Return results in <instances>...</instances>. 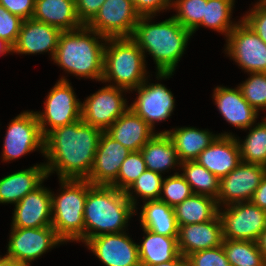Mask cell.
<instances>
[{
  "mask_svg": "<svg viewBox=\"0 0 266 266\" xmlns=\"http://www.w3.org/2000/svg\"><path fill=\"white\" fill-rule=\"evenodd\" d=\"M153 18L155 16H140L130 38L142 50L144 58L147 54L153 57L156 80L161 81L174 75L192 33L173 16L156 23L151 21Z\"/></svg>",
  "mask_w": 266,
  "mask_h": 266,
  "instance_id": "obj_2",
  "label": "cell"
},
{
  "mask_svg": "<svg viewBox=\"0 0 266 266\" xmlns=\"http://www.w3.org/2000/svg\"><path fill=\"white\" fill-rule=\"evenodd\" d=\"M102 132L82 119L50 131L44 137L43 155L48 178L53 173L59 179L86 180Z\"/></svg>",
  "mask_w": 266,
  "mask_h": 266,
  "instance_id": "obj_1",
  "label": "cell"
},
{
  "mask_svg": "<svg viewBox=\"0 0 266 266\" xmlns=\"http://www.w3.org/2000/svg\"><path fill=\"white\" fill-rule=\"evenodd\" d=\"M241 18L266 43V6L260 2H256Z\"/></svg>",
  "mask_w": 266,
  "mask_h": 266,
  "instance_id": "obj_42",
  "label": "cell"
},
{
  "mask_svg": "<svg viewBox=\"0 0 266 266\" xmlns=\"http://www.w3.org/2000/svg\"><path fill=\"white\" fill-rule=\"evenodd\" d=\"M106 40L86 25L73 31H62L52 61L65 74L101 82Z\"/></svg>",
  "mask_w": 266,
  "mask_h": 266,
  "instance_id": "obj_4",
  "label": "cell"
},
{
  "mask_svg": "<svg viewBox=\"0 0 266 266\" xmlns=\"http://www.w3.org/2000/svg\"><path fill=\"white\" fill-rule=\"evenodd\" d=\"M179 253L187 257L191 253L222 245V223L217 214L212 220L179 226Z\"/></svg>",
  "mask_w": 266,
  "mask_h": 266,
  "instance_id": "obj_22",
  "label": "cell"
},
{
  "mask_svg": "<svg viewBox=\"0 0 266 266\" xmlns=\"http://www.w3.org/2000/svg\"><path fill=\"white\" fill-rule=\"evenodd\" d=\"M46 179L48 176L44 162L2 177L0 179V204L16 205Z\"/></svg>",
  "mask_w": 266,
  "mask_h": 266,
  "instance_id": "obj_23",
  "label": "cell"
},
{
  "mask_svg": "<svg viewBox=\"0 0 266 266\" xmlns=\"http://www.w3.org/2000/svg\"><path fill=\"white\" fill-rule=\"evenodd\" d=\"M23 19L13 15L0 5V38L5 39L12 46L17 42Z\"/></svg>",
  "mask_w": 266,
  "mask_h": 266,
  "instance_id": "obj_41",
  "label": "cell"
},
{
  "mask_svg": "<svg viewBox=\"0 0 266 266\" xmlns=\"http://www.w3.org/2000/svg\"><path fill=\"white\" fill-rule=\"evenodd\" d=\"M140 15L129 0H105L86 25L105 38L131 37Z\"/></svg>",
  "mask_w": 266,
  "mask_h": 266,
  "instance_id": "obj_13",
  "label": "cell"
},
{
  "mask_svg": "<svg viewBox=\"0 0 266 266\" xmlns=\"http://www.w3.org/2000/svg\"><path fill=\"white\" fill-rule=\"evenodd\" d=\"M163 179V175L146 169L125 191V195L135 208V214L138 212V197H140L143 202L159 200Z\"/></svg>",
  "mask_w": 266,
  "mask_h": 266,
  "instance_id": "obj_35",
  "label": "cell"
},
{
  "mask_svg": "<svg viewBox=\"0 0 266 266\" xmlns=\"http://www.w3.org/2000/svg\"><path fill=\"white\" fill-rule=\"evenodd\" d=\"M251 202L262 210L266 211V174L256 189Z\"/></svg>",
  "mask_w": 266,
  "mask_h": 266,
  "instance_id": "obj_46",
  "label": "cell"
},
{
  "mask_svg": "<svg viewBox=\"0 0 266 266\" xmlns=\"http://www.w3.org/2000/svg\"><path fill=\"white\" fill-rule=\"evenodd\" d=\"M257 244L266 262V228L260 234Z\"/></svg>",
  "mask_w": 266,
  "mask_h": 266,
  "instance_id": "obj_48",
  "label": "cell"
},
{
  "mask_svg": "<svg viewBox=\"0 0 266 266\" xmlns=\"http://www.w3.org/2000/svg\"><path fill=\"white\" fill-rule=\"evenodd\" d=\"M13 54V46L5 39L0 38V56Z\"/></svg>",
  "mask_w": 266,
  "mask_h": 266,
  "instance_id": "obj_49",
  "label": "cell"
},
{
  "mask_svg": "<svg viewBox=\"0 0 266 266\" xmlns=\"http://www.w3.org/2000/svg\"><path fill=\"white\" fill-rule=\"evenodd\" d=\"M235 0H207L204 17L200 27L209 28L225 35L227 39L230 31L239 23L232 19ZM233 20V21H232Z\"/></svg>",
  "mask_w": 266,
  "mask_h": 266,
  "instance_id": "obj_31",
  "label": "cell"
},
{
  "mask_svg": "<svg viewBox=\"0 0 266 266\" xmlns=\"http://www.w3.org/2000/svg\"><path fill=\"white\" fill-rule=\"evenodd\" d=\"M105 132L130 151H140L157 133L131 108H128Z\"/></svg>",
  "mask_w": 266,
  "mask_h": 266,
  "instance_id": "obj_24",
  "label": "cell"
},
{
  "mask_svg": "<svg viewBox=\"0 0 266 266\" xmlns=\"http://www.w3.org/2000/svg\"><path fill=\"white\" fill-rule=\"evenodd\" d=\"M160 133H167L176 146L180 162L195 161L199 154L206 149L218 135H234L232 132L213 133L209 129L196 127H175L170 130H162Z\"/></svg>",
  "mask_w": 266,
  "mask_h": 266,
  "instance_id": "obj_25",
  "label": "cell"
},
{
  "mask_svg": "<svg viewBox=\"0 0 266 266\" xmlns=\"http://www.w3.org/2000/svg\"><path fill=\"white\" fill-rule=\"evenodd\" d=\"M178 227L212 220L218 214L216 199L192 194L174 207Z\"/></svg>",
  "mask_w": 266,
  "mask_h": 266,
  "instance_id": "obj_30",
  "label": "cell"
},
{
  "mask_svg": "<svg viewBox=\"0 0 266 266\" xmlns=\"http://www.w3.org/2000/svg\"><path fill=\"white\" fill-rule=\"evenodd\" d=\"M222 246L231 266H266L257 242L223 239Z\"/></svg>",
  "mask_w": 266,
  "mask_h": 266,
  "instance_id": "obj_34",
  "label": "cell"
},
{
  "mask_svg": "<svg viewBox=\"0 0 266 266\" xmlns=\"http://www.w3.org/2000/svg\"><path fill=\"white\" fill-rule=\"evenodd\" d=\"M140 151L147 169L151 171L164 175L170 169L180 170L176 146L167 133L157 132Z\"/></svg>",
  "mask_w": 266,
  "mask_h": 266,
  "instance_id": "obj_27",
  "label": "cell"
},
{
  "mask_svg": "<svg viewBox=\"0 0 266 266\" xmlns=\"http://www.w3.org/2000/svg\"><path fill=\"white\" fill-rule=\"evenodd\" d=\"M32 19L61 31H73L83 26L76 14L75 0H36Z\"/></svg>",
  "mask_w": 266,
  "mask_h": 266,
  "instance_id": "obj_26",
  "label": "cell"
},
{
  "mask_svg": "<svg viewBox=\"0 0 266 266\" xmlns=\"http://www.w3.org/2000/svg\"><path fill=\"white\" fill-rule=\"evenodd\" d=\"M11 228H40L51 226V190L42 183L25 195L14 207Z\"/></svg>",
  "mask_w": 266,
  "mask_h": 266,
  "instance_id": "obj_17",
  "label": "cell"
},
{
  "mask_svg": "<svg viewBox=\"0 0 266 266\" xmlns=\"http://www.w3.org/2000/svg\"><path fill=\"white\" fill-rule=\"evenodd\" d=\"M140 16H158L172 8V0H129Z\"/></svg>",
  "mask_w": 266,
  "mask_h": 266,
  "instance_id": "obj_43",
  "label": "cell"
},
{
  "mask_svg": "<svg viewBox=\"0 0 266 266\" xmlns=\"http://www.w3.org/2000/svg\"><path fill=\"white\" fill-rule=\"evenodd\" d=\"M223 239L257 242L266 228V211L251 201L218 207Z\"/></svg>",
  "mask_w": 266,
  "mask_h": 266,
  "instance_id": "obj_10",
  "label": "cell"
},
{
  "mask_svg": "<svg viewBox=\"0 0 266 266\" xmlns=\"http://www.w3.org/2000/svg\"><path fill=\"white\" fill-rule=\"evenodd\" d=\"M61 30L34 19L23 20L13 54L37 55L49 53L53 60Z\"/></svg>",
  "mask_w": 266,
  "mask_h": 266,
  "instance_id": "obj_19",
  "label": "cell"
},
{
  "mask_svg": "<svg viewBox=\"0 0 266 266\" xmlns=\"http://www.w3.org/2000/svg\"><path fill=\"white\" fill-rule=\"evenodd\" d=\"M119 232L102 234L90 238L85 247L99 259L104 266H141L138 243L128 235Z\"/></svg>",
  "mask_w": 266,
  "mask_h": 266,
  "instance_id": "obj_16",
  "label": "cell"
},
{
  "mask_svg": "<svg viewBox=\"0 0 266 266\" xmlns=\"http://www.w3.org/2000/svg\"><path fill=\"white\" fill-rule=\"evenodd\" d=\"M151 266H189V263L187 257L180 254L176 259L172 261Z\"/></svg>",
  "mask_w": 266,
  "mask_h": 266,
  "instance_id": "obj_47",
  "label": "cell"
},
{
  "mask_svg": "<svg viewBox=\"0 0 266 266\" xmlns=\"http://www.w3.org/2000/svg\"><path fill=\"white\" fill-rule=\"evenodd\" d=\"M146 169L141 151H131L122 162L117 179L110 186L125 192Z\"/></svg>",
  "mask_w": 266,
  "mask_h": 266,
  "instance_id": "obj_38",
  "label": "cell"
},
{
  "mask_svg": "<svg viewBox=\"0 0 266 266\" xmlns=\"http://www.w3.org/2000/svg\"><path fill=\"white\" fill-rule=\"evenodd\" d=\"M219 179L227 176L242 161L235 135H218L195 160Z\"/></svg>",
  "mask_w": 266,
  "mask_h": 266,
  "instance_id": "obj_21",
  "label": "cell"
},
{
  "mask_svg": "<svg viewBox=\"0 0 266 266\" xmlns=\"http://www.w3.org/2000/svg\"><path fill=\"white\" fill-rule=\"evenodd\" d=\"M139 213L140 226L159 235L178 237L174 207L160 200L145 201Z\"/></svg>",
  "mask_w": 266,
  "mask_h": 266,
  "instance_id": "obj_29",
  "label": "cell"
},
{
  "mask_svg": "<svg viewBox=\"0 0 266 266\" xmlns=\"http://www.w3.org/2000/svg\"><path fill=\"white\" fill-rule=\"evenodd\" d=\"M247 129L249 132L244 140L236 137L241 161L266 166V118L262 117L261 122H256Z\"/></svg>",
  "mask_w": 266,
  "mask_h": 266,
  "instance_id": "obj_33",
  "label": "cell"
},
{
  "mask_svg": "<svg viewBox=\"0 0 266 266\" xmlns=\"http://www.w3.org/2000/svg\"><path fill=\"white\" fill-rule=\"evenodd\" d=\"M105 85L81 102L83 122L102 131H106L129 108V101L124 97L126 92L130 94L123 88Z\"/></svg>",
  "mask_w": 266,
  "mask_h": 266,
  "instance_id": "obj_11",
  "label": "cell"
},
{
  "mask_svg": "<svg viewBox=\"0 0 266 266\" xmlns=\"http://www.w3.org/2000/svg\"><path fill=\"white\" fill-rule=\"evenodd\" d=\"M212 97L223 119L233 127L246 131L257 122L260 112L245 100L238 86L230 88L217 85Z\"/></svg>",
  "mask_w": 266,
  "mask_h": 266,
  "instance_id": "obj_20",
  "label": "cell"
},
{
  "mask_svg": "<svg viewBox=\"0 0 266 266\" xmlns=\"http://www.w3.org/2000/svg\"><path fill=\"white\" fill-rule=\"evenodd\" d=\"M150 76L137 88L135 100L129 105L138 116L155 130L156 123L167 121L175 109V97L161 83H150Z\"/></svg>",
  "mask_w": 266,
  "mask_h": 266,
  "instance_id": "obj_14",
  "label": "cell"
},
{
  "mask_svg": "<svg viewBox=\"0 0 266 266\" xmlns=\"http://www.w3.org/2000/svg\"><path fill=\"white\" fill-rule=\"evenodd\" d=\"M187 259L189 266H231L222 245L191 253Z\"/></svg>",
  "mask_w": 266,
  "mask_h": 266,
  "instance_id": "obj_40",
  "label": "cell"
},
{
  "mask_svg": "<svg viewBox=\"0 0 266 266\" xmlns=\"http://www.w3.org/2000/svg\"><path fill=\"white\" fill-rule=\"evenodd\" d=\"M130 152L103 131L99 138L92 170L86 180L92 185L110 186L117 179L121 164Z\"/></svg>",
  "mask_w": 266,
  "mask_h": 266,
  "instance_id": "obj_18",
  "label": "cell"
},
{
  "mask_svg": "<svg viewBox=\"0 0 266 266\" xmlns=\"http://www.w3.org/2000/svg\"><path fill=\"white\" fill-rule=\"evenodd\" d=\"M3 143V163L20 159L33 151H40L44 155V137L35 111H23L10 120Z\"/></svg>",
  "mask_w": 266,
  "mask_h": 266,
  "instance_id": "obj_8",
  "label": "cell"
},
{
  "mask_svg": "<svg viewBox=\"0 0 266 266\" xmlns=\"http://www.w3.org/2000/svg\"><path fill=\"white\" fill-rule=\"evenodd\" d=\"M5 256L24 266L42 257L52 248L65 244L52 226L40 228H11Z\"/></svg>",
  "mask_w": 266,
  "mask_h": 266,
  "instance_id": "obj_12",
  "label": "cell"
},
{
  "mask_svg": "<svg viewBox=\"0 0 266 266\" xmlns=\"http://www.w3.org/2000/svg\"><path fill=\"white\" fill-rule=\"evenodd\" d=\"M135 208L124 191L92 185L87 180V198L84 208V244L102 234L125 232Z\"/></svg>",
  "mask_w": 266,
  "mask_h": 266,
  "instance_id": "obj_3",
  "label": "cell"
},
{
  "mask_svg": "<svg viewBox=\"0 0 266 266\" xmlns=\"http://www.w3.org/2000/svg\"><path fill=\"white\" fill-rule=\"evenodd\" d=\"M249 77L238 84L242 96L256 110L266 111V73H248Z\"/></svg>",
  "mask_w": 266,
  "mask_h": 266,
  "instance_id": "obj_37",
  "label": "cell"
},
{
  "mask_svg": "<svg viewBox=\"0 0 266 266\" xmlns=\"http://www.w3.org/2000/svg\"><path fill=\"white\" fill-rule=\"evenodd\" d=\"M105 0H75L76 14L82 25H87L97 14Z\"/></svg>",
  "mask_w": 266,
  "mask_h": 266,
  "instance_id": "obj_45",
  "label": "cell"
},
{
  "mask_svg": "<svg viewBox=\"0 0 266 266\" xmlns=\"http://www.w3.org/2000/svg\"><path fill=\"white\" fill-rule=\"evenodd\" d=\"M36 0H0L6 10L23 20L32 19Z\"/></svg>",
  "mask_w": 266,
  "mask_h": 266,
  "instance_id": "obj_44",
  "label": "cell"
},
{
  "mask_svg": "<svg viewBox=\"0 0 266 266\" xmlns=\"http://www.w3.org/2000/svg\"><path fill=\"white\" fill-rule=\"evenodd\" d=\"M178 172L165 176L162 183L160 201L165 202L171 207L182 203L185 199L190 197L193 192L190 185L185 178Z\"/></svg>",
  "mask_w": 266,
  "mask_h": 266,
  "instance_id": "obj_39",
  "label": "cell"
},
{
  "mask_svg": "<svg viewBox=\"0 0 266 266\" xmlns=\"http://www.w3.org/2000/svg\"><path fill=\"white\" fill-rule=\"evenodd\" d=\"M265 174L266 166L241 162L227 176L220 179L216 199L218 207L251 201Z\"/></svg>",
  "mask_w": 266,
  "mask_h": 266,
  "instance_id": "obj_15",
  "label": "cell"
},
{
  "mask_svg": "<svg viewBox=\"0 0 266 266\" xmlns=\"http://www.w3.org/2000/svg\"><path fill=\"white\" fill-rule=\"evenodd\" d=\"M224 53L245 73H266V43L241 18L230 31Z\"/></svg>",
  "mask_w": 266,
  "mask_h": 266,
  "instance_id": "obj_9",
  "label": "cell"
},
{
  "mask_svg": "<svg viewBox=\"0 0 266 266\" xmlns=\"http://www.w3.org/2000/svg\"><path fill=\"white\" fill-rule=\"evenodd\" d=\"M139 46L130 38H107L102 83L131 91L150 75Z\"/></svg>",
  "mask_w": 266,
  "mask_h": 266,
  "instance_id": "obj_5",
  "label": "cell"
},
{
  "mask_svg": "<svg viewBox=\"0 0 266 266\" xmlns=\"http://www.w3.org/2000/svg\"><path fill=\"white\" fill-rule=\"evenodd\" d=\"M180 173L190 185L193 194L205 195L217 199L220 179L196 161L180 164Z\"/></svg>",
  "mask_w": 266,
  "mask_h": 266,
  "instance_id": "obj_32",
  "label": "cell"
},
{
  "mask_svg": "<svg viewBox=\"0 0 266 266\" xmlns=\"http://www.w3.org/2000/svg\"><path fill=\"white\" fill-rule=\"evenodd\" d=\"M59 194L52 192V222L56 235L65 243L84 244V208L87 180L59 179Z\"/></svg>",
  "mask_w": 266,
  "mask_h": 266,
  "instance_id": "obj_6",
  "label": "cell"
},
{
  "mask_svg": "<svg viewBox=\"0 0 266 266\" xmlns=\"http://www.w3.org/2000/svg\"><path fill=\"white\" fill-rule=\"evenodd\" d=\"M207 0H172L173 17L192 35L200 28Z\"/></svg>",
  "mask_w": 266,
  "mask_h": 266,
  "instance_id": "obj_36",
  "label": "cell"
},
{
  "mask_svg": "<svg viewBox=\"0 0 266 266\" xmlns=\"http://www.w3.org/2000/svg\"><path fill=\"white\" fill-rule=\"evenodd\" d=\"M144 232L142 242L138 243V252L141 266L157 265L176 259L178 250V237H169L156 234L142 228Z\"/></svg>",
  "mask_w": 266,
  "mask_h": 266,
  "instance_id": "obj_28",
  "label": "cell"
},
{
  "mask_svg": "<svg viewBox=\"0 0 266 266\" xmlns=\"http://www.w3.org/2000/svg\"><path fill=\"white\" fill-rule=\"evenodd\" d=\"M0 266H24V265L5 255L4 256L0 255Z\"/></svg>",
  "mask_w": 266,
  "mask_h": 266,
  "instance_id": "obj_50",
  "label": "cell"
},
{
  "mask_svg": "<svg viewBox=\"0 0 266 266\" xmlns=\"http://www.w3.org/2000/svg\"><path fill=\"white\" fill-rule=\"evenodd\" d=\"M67 76H61L44 101V110L36 111L40 130L45 137L55 128L81 119V102Z\"/></svg>",
  "mask_w": 266,
  "mask_h": 266,
  "instance_id": "obj_7",
  "label": "cell"
},
{
  "mask_svg": "<svg viewBox=\"0 0 266 266\" xmlns=\"http://www.w3.org/2000/svg\"><path fill=\"white\" fill-rule=\"evenodd\" d=\"M260 3H262L264 6H266V0H263Z\"/></svg>",
  "mask_w": 266,
  "mask_h": 266,
  "instance_id": "obj_51",
  "label": "cell"
}]
</instances>
